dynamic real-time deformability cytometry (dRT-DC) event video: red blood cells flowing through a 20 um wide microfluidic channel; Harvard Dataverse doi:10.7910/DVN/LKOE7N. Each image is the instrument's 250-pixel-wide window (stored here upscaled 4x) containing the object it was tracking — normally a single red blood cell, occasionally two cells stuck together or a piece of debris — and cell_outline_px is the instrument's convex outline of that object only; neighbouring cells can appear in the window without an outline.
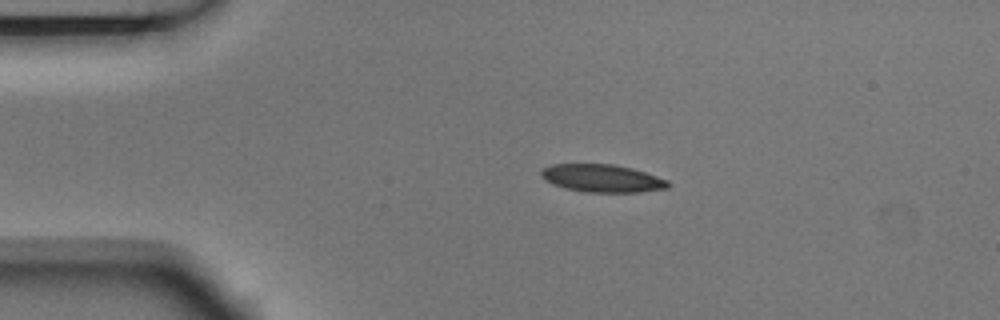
{"species": "Egyptian fruit bat (a non-hibernating species)", "species_latin": "Rousettus aegyptiacus", "temperature_condition": "room temperature", "stored_images_in_passage": 3, "camera_frame_rate_fps": 3000, "um_per_image_px": 0.085, "animal": {"sex": "male"}, "frame": {"image": 1, "passage_image": 2, "time_ms": 0.333, "image_size_px": [1000, 320], "cell_outline_px": [[668, 188], [640, 192], [588, 192], [568, 188], [552, 184], [544, 180], [540, 176], [540, 172], [544, 168], [552, 164], [616, 164], [632, 168], [668, 180]], "centroid_in_image_um": [51.17, 15.15], "position_along_channel_um": 33.8, "area_um2": 20.4}}